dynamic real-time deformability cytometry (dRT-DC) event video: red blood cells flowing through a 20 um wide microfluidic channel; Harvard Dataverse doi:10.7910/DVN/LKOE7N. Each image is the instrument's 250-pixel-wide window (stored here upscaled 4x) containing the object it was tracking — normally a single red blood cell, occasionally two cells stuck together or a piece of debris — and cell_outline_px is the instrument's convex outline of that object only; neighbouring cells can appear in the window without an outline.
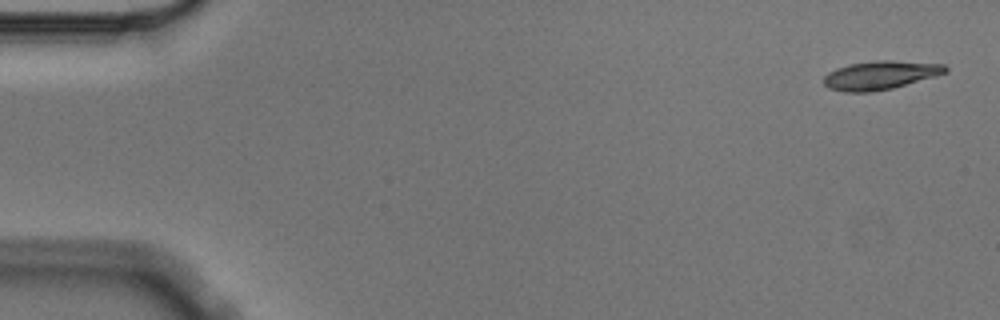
{"species": "Egyptian fruit bat (a non-hibernating species)", "species_latin": "Rousettus aegyptiacus", "temperature_condition": "cold", "stored_images_in_passage": 5, "segment_of_instrument_passage": [1, 2], "camera_frame_rate_fps": 3000, "um_per_image_px": 0.085, "animal": {"sex": "male"}, "frame": {"image": 1, "passage_image": 1, "time_ms": 0.0, "image_size_px": [1000, 320], "cell_outline_px": [[948, 72], [936, 76], [892, 88], [872, 92], [844, 92], [828, 88], [824, 84], [824, 76], [828, 72], [836, 68], [848, 64], [876, 60], [888, 60], [944, 64], [948, 68]], "centroid_in_image_um": [74.81, 6.39], "position_along_channel_um": 10.2, "area_um2": 20.35}}
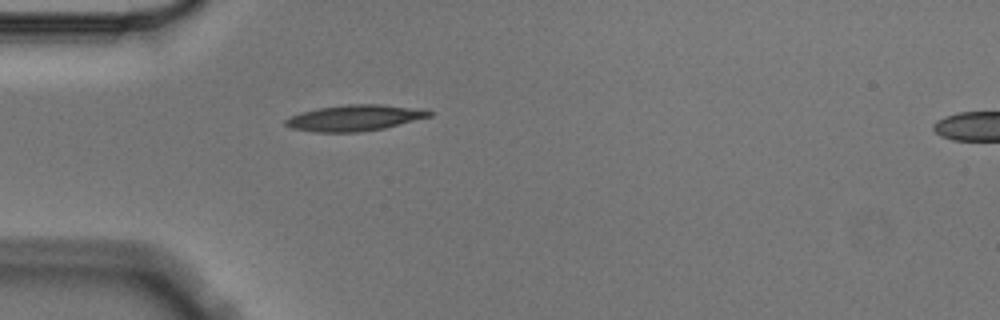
{"frame": {"image": 2, "passage_image": 4, "time_ms": 1.0, "image_size_px": [1000, 320], "cell_outline_px": [[432, 116], [384, 128], [360, 132], [312, 132], [288, 128], [284, 124], [284, 120], [300, 112], [320, 108], [348, 104], [380, 104], [428, 108], [432, 112]], "centroid_in_image_um": [30.18, 10.02], "position_along_channel_um": 54.8, "area_um2": 22.08}}